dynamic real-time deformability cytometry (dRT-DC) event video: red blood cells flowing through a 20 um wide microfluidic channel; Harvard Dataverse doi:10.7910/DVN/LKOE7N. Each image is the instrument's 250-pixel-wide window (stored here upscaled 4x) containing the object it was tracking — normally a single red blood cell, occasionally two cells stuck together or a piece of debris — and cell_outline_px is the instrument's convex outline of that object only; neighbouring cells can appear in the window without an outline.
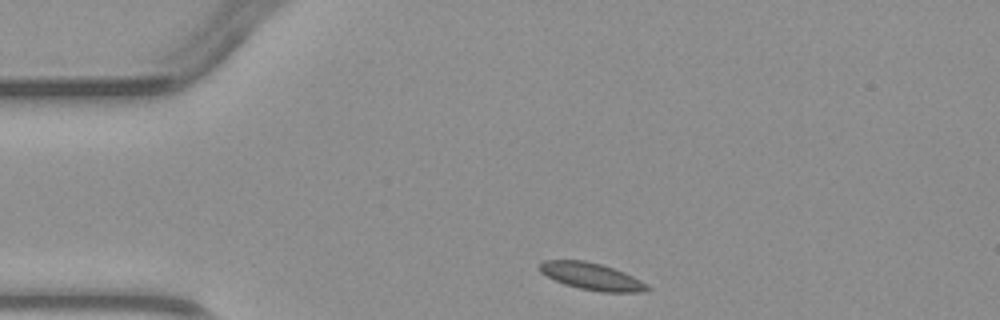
{"species": "common noctule bat (a hibernating species)", "species_latin": "Nyctalus noctula", "temperature_condition": "warm", "stored_images_in_passage": 2, "camera_frame_rate_fps": 3000, "um_per_image_px": 0.085, "animal": {"sex": "male", "body_mass_g": 23.1, "forearm_length_mm": 52.7}, "frame": {"image": 1, "passage_image": 1, "time_ms": 0.0, "image_size_px": [1000, 320], "cell_outline_px": [[652, 288], [644, 292], [600, 292], [580, 288], [564, 284], [540, 272], [540, 264], [544, 260], [584, 260], [600, 264], [624, 272], [648, 284]], "centroid_in_image_um": [50.32, 23.5], "position_along_channel_um": 34.7, "area_um2": 16.82}}